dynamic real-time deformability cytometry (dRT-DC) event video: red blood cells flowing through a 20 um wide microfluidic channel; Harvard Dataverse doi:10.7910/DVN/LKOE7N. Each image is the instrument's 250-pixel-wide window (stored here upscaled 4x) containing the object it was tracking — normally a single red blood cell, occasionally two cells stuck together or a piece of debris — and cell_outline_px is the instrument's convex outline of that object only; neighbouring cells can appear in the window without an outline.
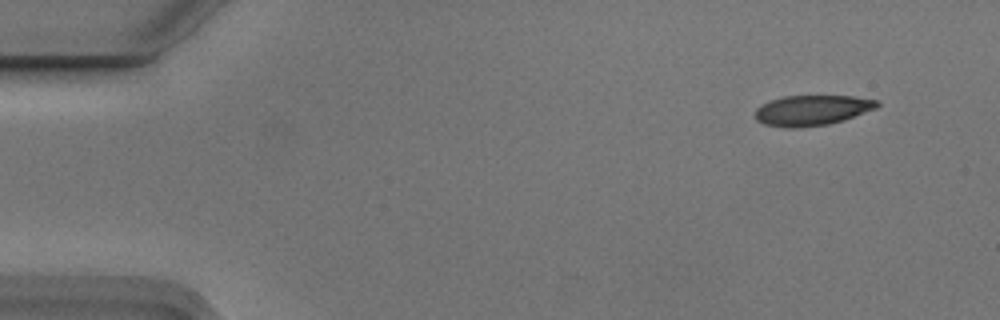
{"species": "Egyptian fruit bat (a non-hibernating species)", "species_latin": "Rousettus aegyptiacus", "temperature_condition": "cold", "stored_images_in_passage": 4, "camera_frame_rate_fps": 3000, "um_per_image_px": 0.085, "animal": {"sex": "male"}, "frame": {"image": 1, "passage_image": 1, "time_ms": 0.0, "image_size_px": [1000, 320], "cell_outline_px": [[880, 104], [876, 108], [844, 120], [828, 124], [796, 128], [784, 128], [764, 124], [756, 120], [756, 108], [772, 100], [784, 96], [852, 96], [876, 100]], "centroid_in_image_um": [69.01, 9.38], "position_along_channel_um": 16.0, "area_um2": 21.39}}
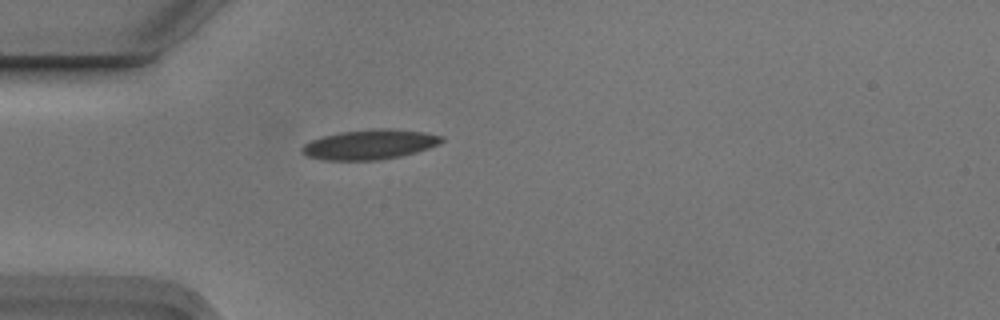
{"frame": {"image": 2, "passage_image": 4, "time_ms": 1.0, "image_size_px": [1000, 320], "cell_outline_px": [[444, 140], [440, 144], [416, 152], [400, 156], [380, 160], [324, 160], [308, 156], [300, 152], [300, 148], [304, 144], [312, 140], [324, 136], [340, 132], [372, 128], [388, 128], [424, 132], [444, 136]], "centroid_in_image_um": [31.44, 12.27], "position_along_channel_um": 53.6, "area_um2": 24.39}}